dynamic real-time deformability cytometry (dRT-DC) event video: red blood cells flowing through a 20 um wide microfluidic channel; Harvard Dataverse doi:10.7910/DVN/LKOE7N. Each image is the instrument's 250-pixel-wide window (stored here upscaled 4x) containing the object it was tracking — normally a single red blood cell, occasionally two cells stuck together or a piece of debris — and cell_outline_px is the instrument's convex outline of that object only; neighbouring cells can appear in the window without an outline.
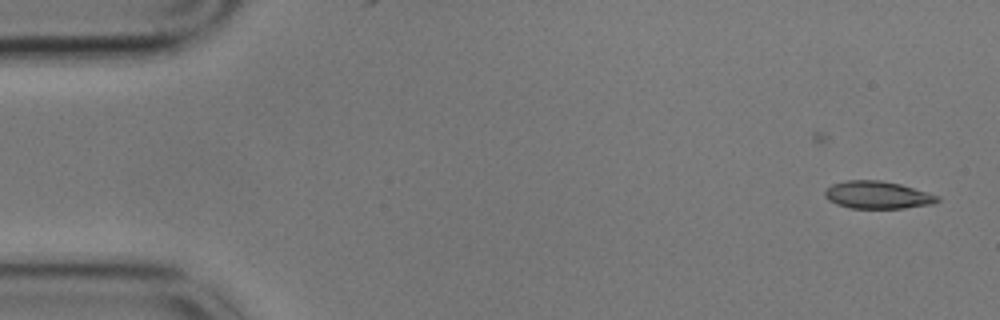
{"species": "common noctule bat (a hibernating species)", "species_latin": "Nyctalus noctula", "temperature_condition": "cold", "stored_images_in_passage": 41, "camera_frame_rate_fps": 3000, "um_per_image_px": 0.085, "animal": {"sex": "male", "body_mass_g": 17.9}, "frame": {"image": 1, "passage_image": 1, "time_ms": 0.0, "image_size_px": [1000, 320], "cell_outline_px": [[940, 200], [932, 204], [904, 208], [848, 208], [836, 204], [828, 200], [824, 196], [824, 192], [832, 184], [844, 180], [880, 180], [900, 184], [940, 196]], "centroid_in_image_um": [74.57, 16.57], "position_along_channel_um": 10.4, "area_um2": 18.09}}
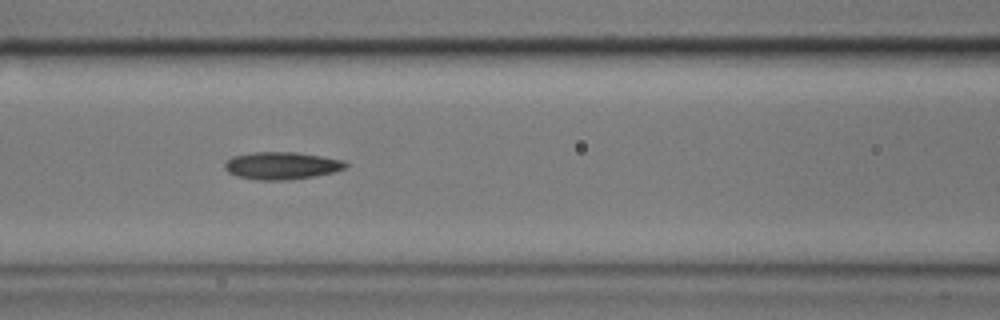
{"frame": {"image": 2, "passage_image": 22, "time_ms": 7.0, "image_size_px": [1000, 320], "cell_outline_px": [[348, 164], [344, 168], [332, 172], [312, 176], [284, 180], [260, 180], [236, 176], [228, 172], [224, 168], [224, 164], [232, 156], [252, 152], [296, 152], [344, 160]], "centroid_in_image_um": [23.9, 14.07], "position_along_channel_um": 142.7, "area_um2": 19.13}}
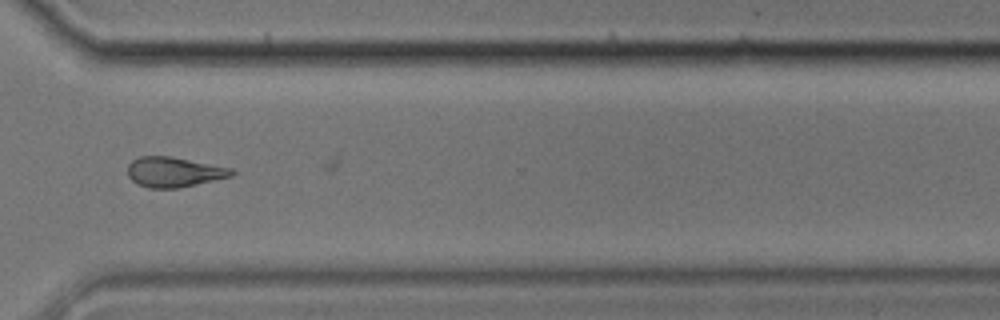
{"frame": {"image": 3, "passage_image": 40, "time_ms": 13.0, "image_size_px": [1000, 320], "cell_outline_px": [[236, 172], [232, 176], [180, 188], [148, 188], [136, 184], [128, 176], [128, 164], [132, 160], [140, 156], [172, 156], [232, 168]], "centroid_in_image_um": [14.78, 14.62], "position_along_channel_um": 355.8, "area_um2": 18.38}}